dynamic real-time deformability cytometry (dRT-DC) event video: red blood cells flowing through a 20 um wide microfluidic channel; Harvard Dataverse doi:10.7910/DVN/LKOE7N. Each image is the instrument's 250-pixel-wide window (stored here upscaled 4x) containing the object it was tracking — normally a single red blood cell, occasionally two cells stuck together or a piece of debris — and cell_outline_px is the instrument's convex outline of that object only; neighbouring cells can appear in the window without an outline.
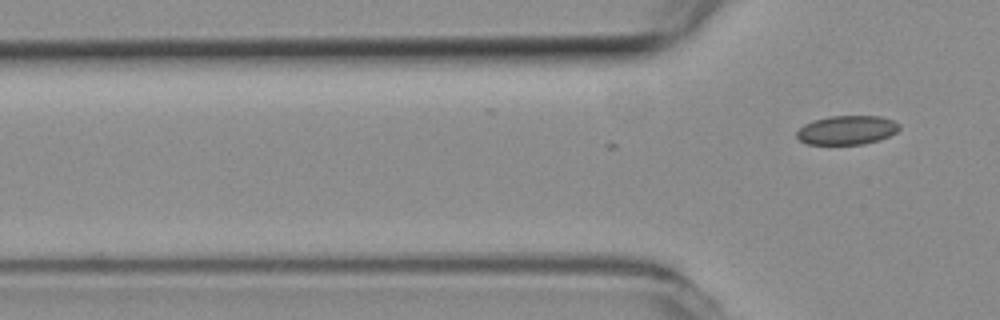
{"species": "common noctule bat (a hibernating species)", "species_latin": "Nyctalus noctula", "temperature_condition": "room temperature", "stored_images_in_passage": 3, "camera_frame_rate_fps": 3000, "um_per_image_px": 0.085, "animal": {"sex": "female", "body_mass_g": 19.3, "forearm_length_mm": 54.1}, "frame": {"image": 1, "passage_image": 3, "time_ms": 0.667, "image_size_px": [1000, 320], "cell_outline_px": [[900, 128], [896, 132], [880, 140], [864, 144], [808, 144], [800, 140], [796, 136], [796, 132], [804, 124], [812, 120], [828, 116], [880, 116], [892, 120], [900, 124]], "centroid_in_image_um": [71.98, 11.05], "position_along_channel_um": 53.8, "area_um2": 17.4}}